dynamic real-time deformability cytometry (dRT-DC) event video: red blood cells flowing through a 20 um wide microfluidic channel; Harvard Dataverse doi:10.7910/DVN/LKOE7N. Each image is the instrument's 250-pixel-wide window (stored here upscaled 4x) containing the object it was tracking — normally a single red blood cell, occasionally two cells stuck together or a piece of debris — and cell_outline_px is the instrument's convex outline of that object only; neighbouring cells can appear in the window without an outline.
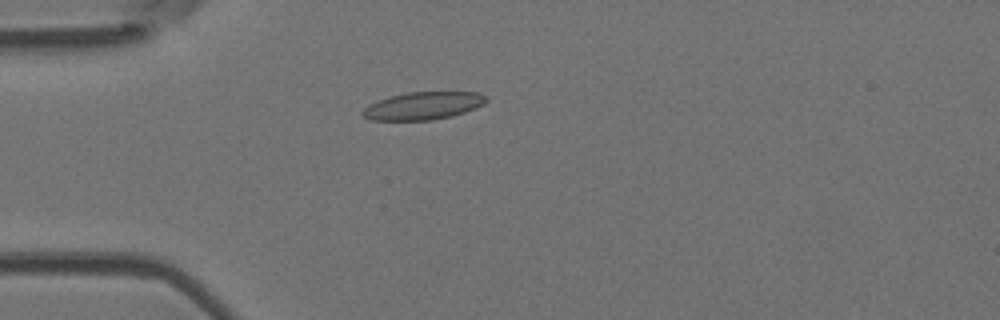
{"species": "Egyptian fruit bat (a non-hibernating species)", "species_latin": "Rousettus aegyptiacus", "temperature_condition": "room temperature", "stored_images_in_passage": 2, "camera_frame_rate_fps": 3000, "um_per_image_px": 0.085, "animal": {"sex": "female"}, "frame": {"image": 1, "passage_image": 1, "time_ms": 0.0, "image_size_px": [1000, 320], "cell_outline_px": [[488, 100], [484, 104], [476, 108], [452, 116], [432, 120], [372, 120], [364, 116], [360, 112], [364, 108], [380, 100], [392, 96], [408, 92], [476, 92], [488, 96]], "centroid_in_image_um": [36.03, 8.99], "position_along_channel_um": 49.0, "area_um2": 19.77}}